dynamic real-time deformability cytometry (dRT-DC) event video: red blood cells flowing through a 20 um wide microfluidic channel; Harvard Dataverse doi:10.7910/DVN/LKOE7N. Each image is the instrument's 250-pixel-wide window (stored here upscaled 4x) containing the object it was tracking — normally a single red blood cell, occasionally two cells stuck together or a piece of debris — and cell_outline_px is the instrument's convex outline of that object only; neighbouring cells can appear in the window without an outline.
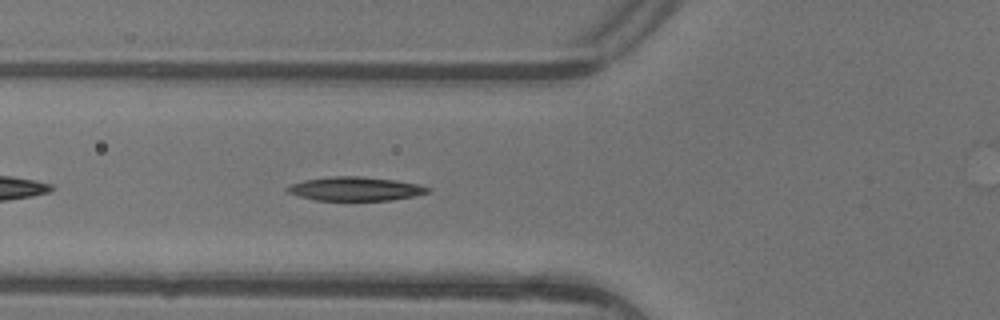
{"species": "common noctule bat (a hibernating species)", "species_latin": "Nyctalus noctula", "temperature_condition": "warm", "stored_images_in_passage": 5, "camera_frame_rate_fps": 3000, "um_per_image_px": 0.085, "animal": {"sex": "female"}, "frame": {"image": 1, "passage_image": 5, "time_ms": 1.333, "image_size_px": [1000, 320], "cell_outline_px": [[432, 188], [428, 192], [416, 196], [392, 200], [316, 200], [300, 196], [288, 192], [284, 188], [292, 184], [304, 180], [332, 176], [360, 176], [396, 180], [420, 184]], "centroid_in_image_um": [30.25, 16.04], "position_along_channel_um": 95.5, "area_um2": 19.54}}